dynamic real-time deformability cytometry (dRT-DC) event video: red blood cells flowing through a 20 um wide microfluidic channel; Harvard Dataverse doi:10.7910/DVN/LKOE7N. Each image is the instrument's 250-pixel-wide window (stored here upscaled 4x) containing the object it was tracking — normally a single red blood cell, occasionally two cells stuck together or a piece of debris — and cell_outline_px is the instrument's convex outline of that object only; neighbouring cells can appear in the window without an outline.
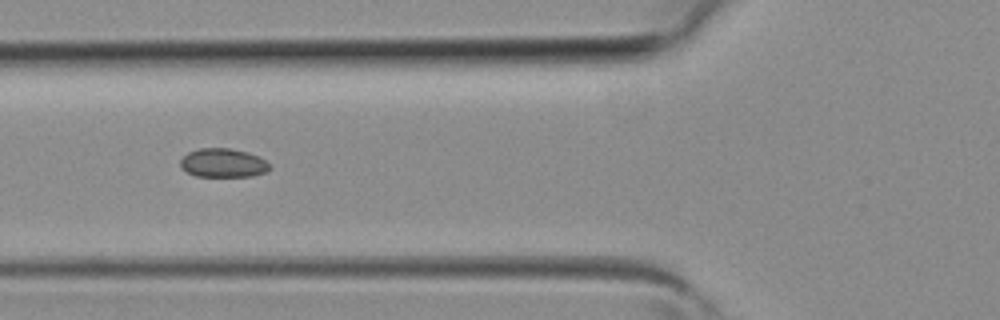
{"species": "common noctule bat (a hibernating species)", "species_latin": "Nyctalus noctula", "temperature_condition": "room temperature", "stored_images_in_passage": 5, "camera_frame_rate_fps": 3000, "um_per_image_px": 0.085, "animal": {"sex": "female", "body_mass_g": 19.3, "forearm_length_mm": 54.1}, "frame": {"image": 1, "passage_image": 4, "time_ms": 1.0, "image_size_px": [1000, 320], "cell_outline_px": [[272, 168], [264, 172], [252, 176], [196, 176], [180, 168], [180, 160], [188, 152], [200, 148], [228, 148], [248, 152], [264, 160]], "centroid_in_image_um": [18.93, 13.85], "position_along_channel_um": 106.9, "area_um2": 14.85}}
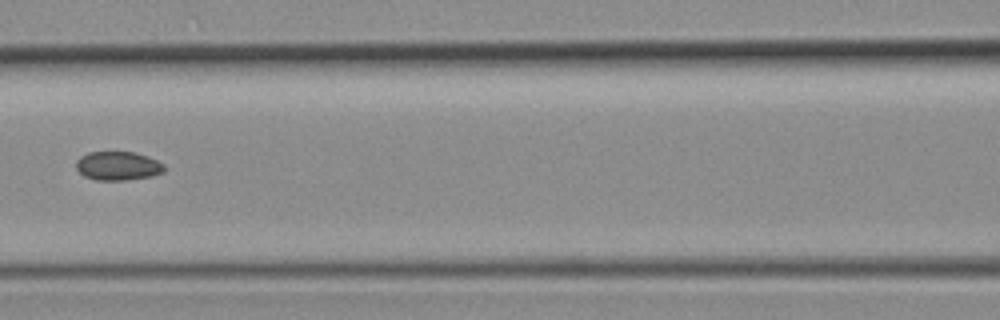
{"frame": {"image": 2, "passage_image": 5, "time_ms": 1.333, "image_size_px": [1000, 320], "cell_outline_px": [[164, 172], [152, 176], [124, 180], [96, 180], [84, 176], [76, 168], [76, 160], [80, 156], [88, 152], [132, 152], [156, 160], [164, 164]], "centroid_in_image_um": [9.99, 14.1], "position_along_channel_um": 156.6, "area_um2": 14.68}}